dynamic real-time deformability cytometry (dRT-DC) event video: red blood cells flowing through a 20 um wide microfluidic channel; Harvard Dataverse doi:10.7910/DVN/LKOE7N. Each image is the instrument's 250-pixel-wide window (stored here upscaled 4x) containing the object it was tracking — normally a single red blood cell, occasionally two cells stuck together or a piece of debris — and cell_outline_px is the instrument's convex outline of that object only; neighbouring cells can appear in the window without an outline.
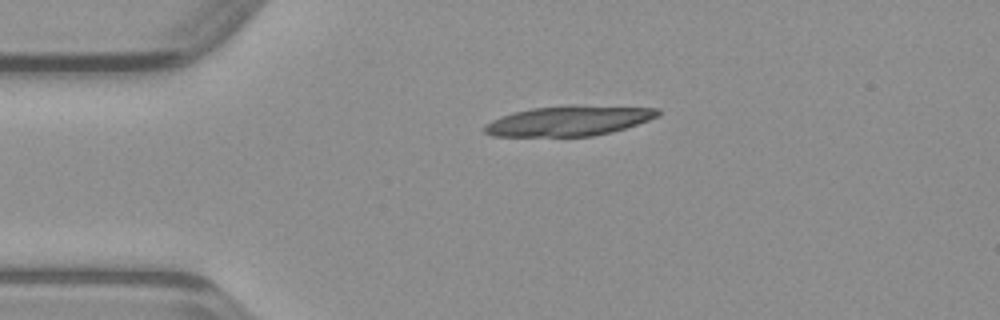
{"species": "common noctule bat (a hibernating species)", "species_latin": "Nyctalus noctula", "temperature_condition": "warm", "stored_images_in_passage": 38, "camera_frame_rate_fps": 3000, "um_per_image_px": 0.085, "animal": {"sex": "male", "body_mass_g": 23.1, "forearm_length_mm": 52.7}, "frame": {"image": 1, "passage_image": 1, "time_ms": 0.0, "image_size_px": [1000, 320], "cell_outline_px": [[660, 112], [656, 116], [648, 120], [612, 132], [592, 136], [492, 136], [484, 132], [484, 128], [492, 120], [516, 112], [532, 108], [660, 108]], "centroid_in_image_um": [48.29, 10.33], "position_along_channel_um": 36.7, "area_um2": 28.38}}